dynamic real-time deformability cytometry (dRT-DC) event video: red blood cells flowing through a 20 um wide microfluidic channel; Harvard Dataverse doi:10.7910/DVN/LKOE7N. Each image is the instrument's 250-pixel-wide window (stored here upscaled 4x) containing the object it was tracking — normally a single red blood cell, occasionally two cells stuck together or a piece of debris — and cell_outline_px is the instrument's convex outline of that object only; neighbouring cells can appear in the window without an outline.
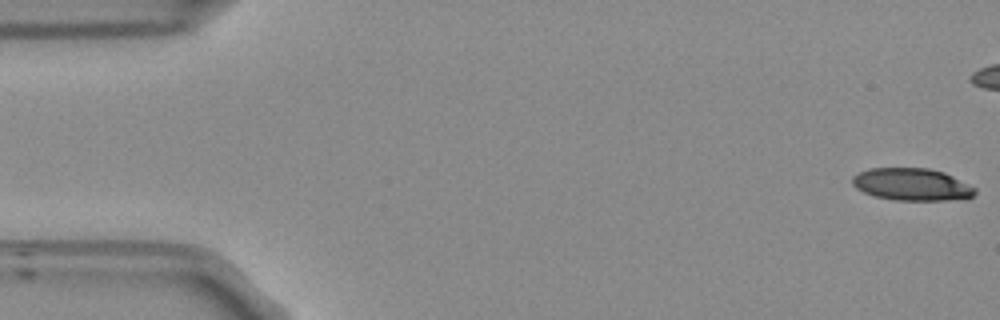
{"species": "Egyptian fruit bat (a non-hibernating species)", "species_latin": "Rousettus aegyptiacus", "temperature_condition": "room temperature", "stored_images_in_passage": 13, "camera_frame_rate_fps": 3000, "um_per_image_px": 0.085, "frame": {"image": 1, "passage_image": 1, "time_ms": 0.0, "image_size_px": [1000, 320], "cell_outline_px": [[976, 192], [972, 196], [964, 200], [892, 200], [872, 196], [856, 188], [852, 184], [852, 176], [860, 172], [872, 168], [928, 168], [944, 172], [976, 188]], "centroid_in_image_um": [77.51, 15.69], "position_along_channel_um": 7.5, "area_um2": 23.24}}